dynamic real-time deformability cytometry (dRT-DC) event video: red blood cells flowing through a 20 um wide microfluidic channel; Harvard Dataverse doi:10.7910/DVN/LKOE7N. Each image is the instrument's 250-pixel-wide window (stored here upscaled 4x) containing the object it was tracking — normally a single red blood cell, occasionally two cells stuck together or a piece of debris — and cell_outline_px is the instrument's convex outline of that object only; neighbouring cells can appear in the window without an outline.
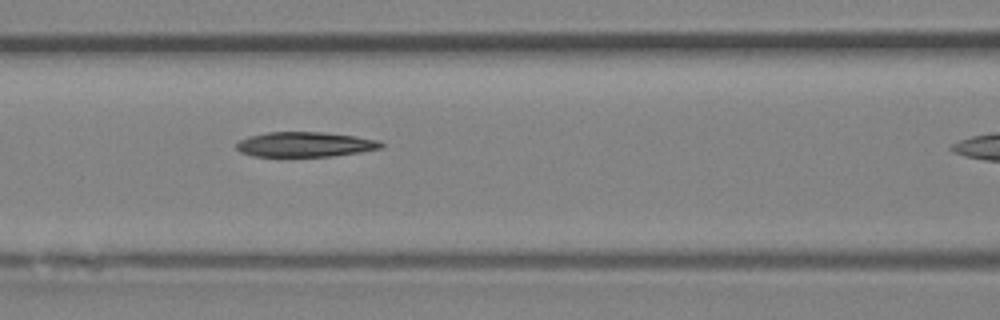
{"species": "Egyptian fruit bat (a non-hibernating species)", "species_latin": "Rousettus aegyptiacus", "temperature_condition": "room temperature", "stored_images_in_passage": 7, "camera_frame_rate_fps": 3000, "um_per_image_px": 0.085, "animal": {"sex": "female"}, "frame": {"image": 1, "passage_image": 6, "time_ms": 1.667, "image_size_px": [1000, 320], "cell_outline_px": [[384, 144], [380, 148], [360, 152], [332, 156], [252, 156], [240, 152], [236, 148], [236, 144], [240, 140], [248, 136], [268, 132], [324, 132], [356, 136], [380, 140]], "centroid_in_image_um": [25.92, 12.27], "position_along_channel_um": 140.7, "area_um2": 21.04}}